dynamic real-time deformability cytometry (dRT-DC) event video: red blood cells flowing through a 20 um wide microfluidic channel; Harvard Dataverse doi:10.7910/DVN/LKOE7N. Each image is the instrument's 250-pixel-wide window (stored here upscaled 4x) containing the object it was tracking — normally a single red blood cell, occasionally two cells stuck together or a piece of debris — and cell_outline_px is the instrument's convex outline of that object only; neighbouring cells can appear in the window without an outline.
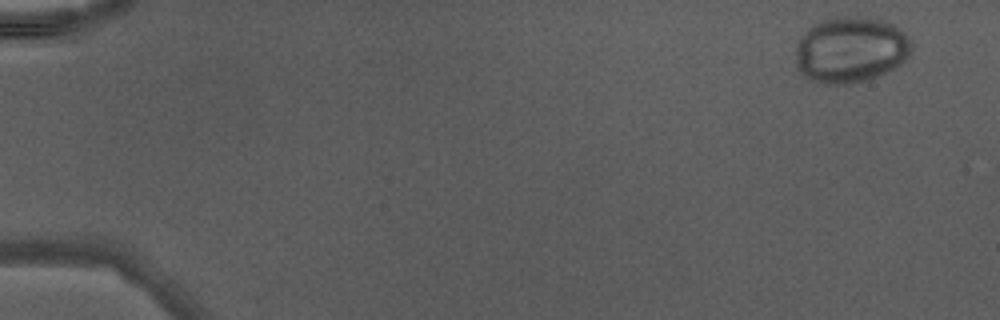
{"species": "Egyptian fruit bat (a non-hibernating species)", "species_latin": "Rousettus aegyptiacus", "temperature_condition": "warm", "stored_images_in_passage": 15, "camera_frame_rate_fps": 3000, "um_per_image_px": 0.085, "animal": {"sex": "male"}, "frame": {"image": 1, "passage_image": 3, "time_ms": 0.667, "image_size_px": [1000, 320], "cell_outline_px": [[912, 52], [900, 64], [876, 76], [864, 80], [848, 84], [824, 84], [812, 80], [796, 64], [796, 44], [800, 36], [812, 24], [820, 20], [836, 16], [868, 16], [892, 24], [904, 32], [908, 36], [912, 48]], "centroid_in_image_um": [72.29, 4.19], "position_along_channel_um": 12.7, "area_um2": 44.51}}